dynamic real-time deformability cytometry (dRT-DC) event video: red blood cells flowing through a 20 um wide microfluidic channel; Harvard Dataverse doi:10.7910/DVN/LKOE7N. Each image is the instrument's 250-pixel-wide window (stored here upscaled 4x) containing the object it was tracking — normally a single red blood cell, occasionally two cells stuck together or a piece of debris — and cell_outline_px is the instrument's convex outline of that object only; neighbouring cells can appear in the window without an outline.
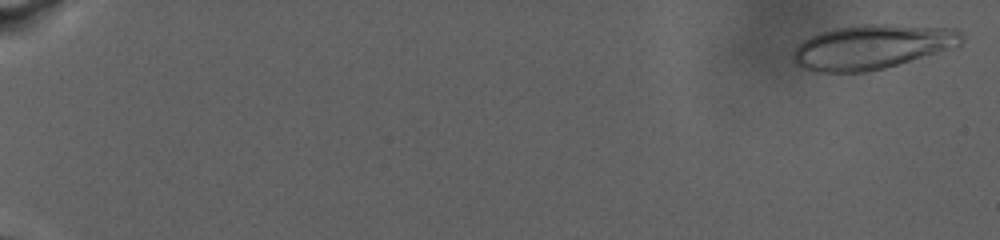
{"species": "human", "species_latin": "Homo sapiens", "temperature_condition": "warm", "stored_images_in_passage": 86, "camera_frame_rate_fps": 3000, "um_per_image_px": 0.085, "donor": {"sex": "male"}, "frame": {"image": 1, "passage_image": 2, "time_ms": 0.333, "image_size_px": [1000, 240], "cell_outline_px": [[964, 40], [960, 44], [936, 52], [884, 68], [864, 72], [816, 72], [800, 68], [792, 60], [792, 52], [804, 40], [820, 32], [836, 28], [860, 24], [888, 24], [956, 28], [964, 36]], "centroid_in_image_um": [74.08, 3.98], "position_along_channel_um": 10.9, "area_um2": 43.35}}
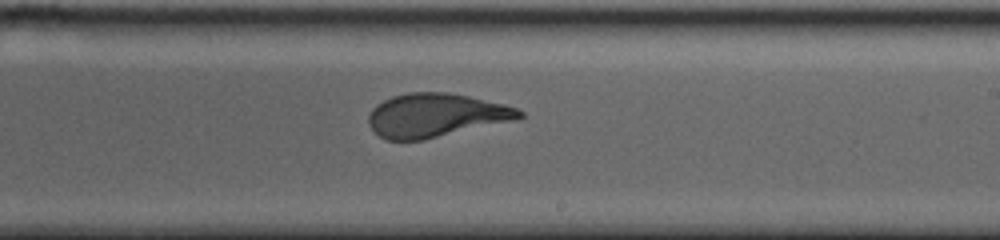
{"frame": {"image": 2, "passage_image": 56, "time_ms": 18.333, "image_size_px": [1000, 240], "cell_outline_px": [[524, 116], [516, 120], [424, 140], [384, 140], [368, 124], [368, 116], [372, 108], [376, 104], [392, 96], [408, 92], [448, 92], [468, 96], [504, 104], [516, 108], [524, 112]], "centroid_in_image_um": [37.04, 9.8], "position_along_channel_um": 252.0, "area_um2": 38.49}}
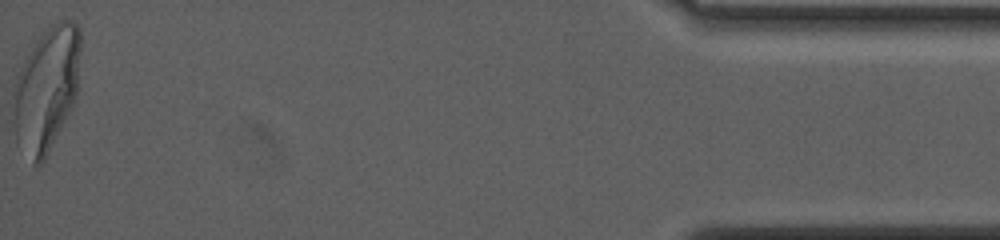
{"frame": {"image": 3, "passage_image": 86, "time_ms": 28.333, "image_size_px": [1000, 240], "cell_outline_px": [[80, 52], [76, 96], [72, 108], [44, 160], [40, 164], [32, 164], [16, 144], [12, 120], [12, 88], [16, 76], [24, 60], [40, 36], [52, 24], [60, 20], [72, 20], [80, 28]], "centroid_in_image_um": [3.91, 7.61], "position_along_channel_um": 431.3, "area_um2": 49.13}, "authors_computed_cell_mechanics": {"area_um2": 40.8068, "velocity_mm_per_s": 2.5577, "shape_relaxation_time_tau1_ms": 6.8175, "shape_relaxation_time_tau2_ms": 1.2147, "deformation_change_tau1": 0.2313, "deformation_change_tau2": 0.0807}}